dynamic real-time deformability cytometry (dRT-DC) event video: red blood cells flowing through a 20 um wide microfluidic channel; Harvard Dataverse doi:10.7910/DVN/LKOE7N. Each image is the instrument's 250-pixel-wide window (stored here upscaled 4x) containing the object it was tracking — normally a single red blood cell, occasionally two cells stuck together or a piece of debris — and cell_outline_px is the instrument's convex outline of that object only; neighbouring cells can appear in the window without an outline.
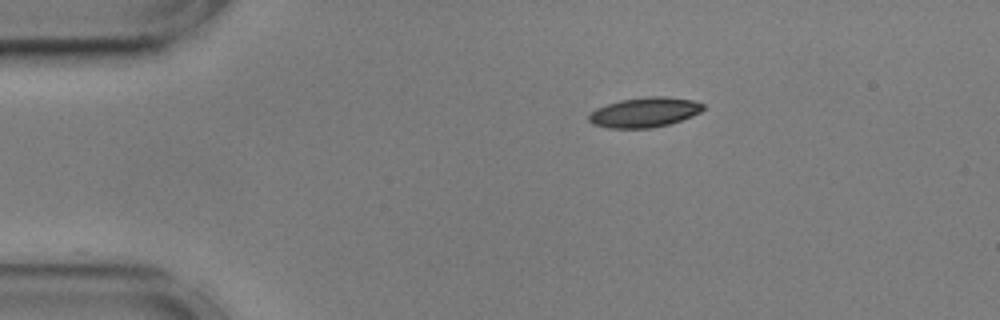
{"species": "common noctule bat (a hibernating species)", "species_latin": "Nyctalus noctula", "temperature_condition": "cold", "stored_images_in_passage": 47, "camera_frame_rate_fps": 3000, "um_per_image_px": 0.085, "animal": {"sex": "male", "body_mass_g": 17.9, "forearm_length_mm": 54.2}, "frame": {"image": 1, "passage_image": 1, "time_ms": 0.0, "image_size_px": [1000, 320], "cell_outline_px": [[704, 108], [700, 112], [692, 116], [668, 124], [652, 128], [608, 128], [592, 124], [588, 120], [588, 116], [596, 108], [620, 100], [648, 96], [664, 96], [692, 100], [704, 104]], "centroid_in_image_um": [54.77, 9.55], "position_along_channel_um": 30.2, "area_um2": 19.83}}
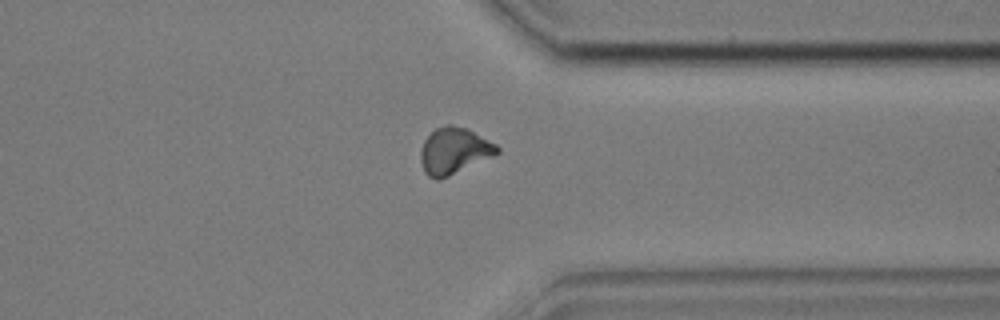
{"frame": {"image": 2, "passage_image": 34, "time_ms": 11.0, "image_size_px": [1000, 320], "cell_outline_px": [[500, 152], [492, 156], [448, 176], [436, 180], [428, 176], [424, 172], [420, 160], [420, 152], [424, 140], [436, 128], [448, 124], [452, 124], [464, 128], [496, 144], [500, 148]], "centroid_in_image_um": [38.56, 12.83], "position_along_channel_um": 372.8, "area_um2": 20.29}}
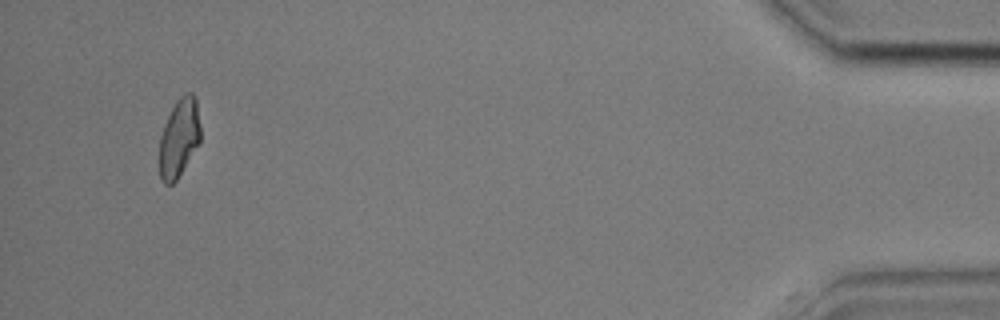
{"frame": {"image": 3, "passage_image": 44, "time_ms": 14.333, "image_size_px": [1000, 320], "cell_outline_px": [[200, 140], [176, 180], [172, 184], [164, 184], [160, 180], [160, 136], [164, 124], [176, 100], [184, 92], [192, 92], [196, 96], [200, 124]], "centroid_in_image_um": [15.22, 11.66], "position_along_channel_um": 420.0, "area_um2": 18.67}, "authors_computed_cell_mechanics": {"area_um2": 19.7676, "velocity_mm_per_s": 3.5827, "shape_relaxation_time_tau1_ms": 8.9385, "shape_relaxation_time_tau2_ms": 3.5971, "deformation_change_tau1": 0.2268, "deformation_change_tau2": 0.0975}}